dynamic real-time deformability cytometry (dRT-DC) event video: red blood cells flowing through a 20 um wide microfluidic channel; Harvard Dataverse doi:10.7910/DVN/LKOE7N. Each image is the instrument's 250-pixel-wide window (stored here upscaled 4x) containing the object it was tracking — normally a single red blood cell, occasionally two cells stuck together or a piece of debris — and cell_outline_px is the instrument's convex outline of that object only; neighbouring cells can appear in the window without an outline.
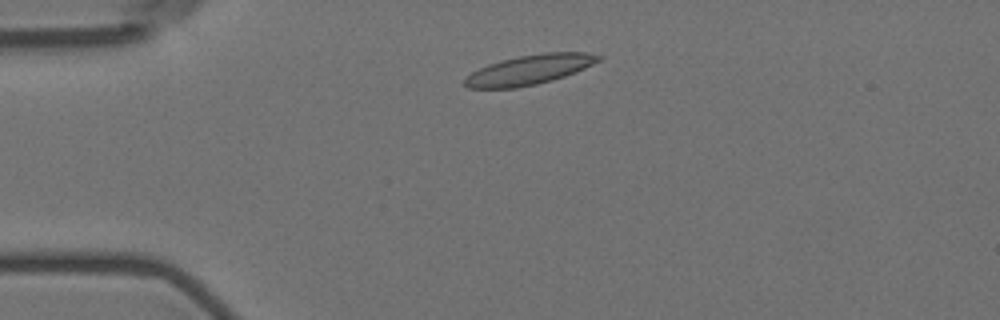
{"species": "Egyptian fruit bat (a non-hibernating species)", "species_latin": "Rousettus aegyptiacus", "temperature_condition": "room temperature", "stored_images_in_passage": 4, "camera_frame_rate_fps": 3000, "um_per_image_px": 0.085, "animal": {"sex": "female"}, "frame": {"image": 1, "passage_image": 2, "time_ms": 1.0, "image_size_px": [1000, 320], "cell_outline_px": [[604, 56], [600, 60], [576, 72], [552, 80], [536, 84], [516, 88], [468, 88], [464, 84], [464, 80], [472, 72], [488, 64], [500, 60], [520, 56], [544, 52], [588, 52]], "centroid_in_image_um": [45.02, 5.92], "position_along_channel_um": 40.0, "area_um2": 23.06}}
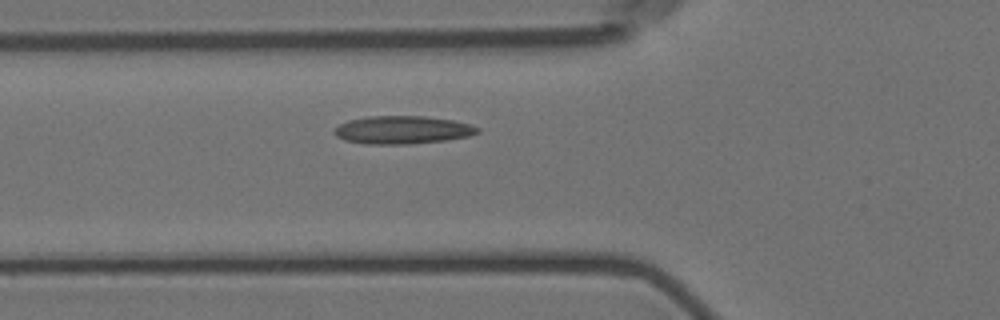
{"frame": {"image": 2, "passage_image": 4, "time_ms": 3.333, "image_size_px": [1000, 320], "cell_outline_px": [[480, 132], [468, 136], [448, 140], [408, 144], [364, 144], [344, 140], [336, 136], [332, 132], [340, 124], [348, 120], [368, 116], [424, 116], [452, 120], [468, 124], [480, 128]], "centroid_in_image_um": [34.19, 11.05], "position_along_channel_um": 91.6, "area_um2": 23.41}}